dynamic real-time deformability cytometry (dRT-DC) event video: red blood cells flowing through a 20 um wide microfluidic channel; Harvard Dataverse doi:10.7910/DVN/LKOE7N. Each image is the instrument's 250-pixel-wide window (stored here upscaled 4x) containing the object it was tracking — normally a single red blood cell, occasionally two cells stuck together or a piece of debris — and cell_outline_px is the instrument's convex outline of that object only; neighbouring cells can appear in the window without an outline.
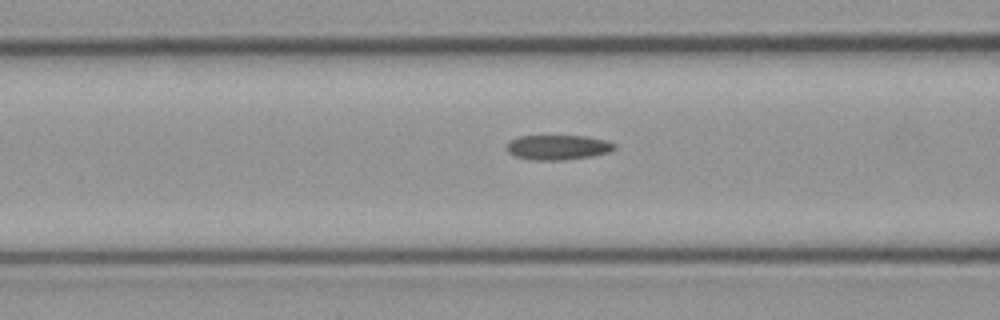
{"species": "common noctule bat (a hibernating species)", "species_latin": "Nyctalus noctula", "temperature_condition": "cold", "stored_images_in_passage": 6, "camera_frame_rate_fps": 3000, "um_per_image_px": 0.085, "animal": {"sex": "male", "body_mass_g": 23.1, "forearm_length_mm": 52.7}, "frame": {"image": 1, "passage_image": 6, "time_ms": 1.667, "image_size_px": [1000, 320], "cell_outline_px": [[616, 148], [612, 152], [592, 156], [564, 160], [532, 160], [516, 156], [508, 152], [504, 148], [508, 140], [520, 136], [588, 136], [608, 140], [616, 144]], "centroid_in_image_um": [47.44, 12.52], "position_along_channel_um": 119.2, "area_um2": 15.95}}